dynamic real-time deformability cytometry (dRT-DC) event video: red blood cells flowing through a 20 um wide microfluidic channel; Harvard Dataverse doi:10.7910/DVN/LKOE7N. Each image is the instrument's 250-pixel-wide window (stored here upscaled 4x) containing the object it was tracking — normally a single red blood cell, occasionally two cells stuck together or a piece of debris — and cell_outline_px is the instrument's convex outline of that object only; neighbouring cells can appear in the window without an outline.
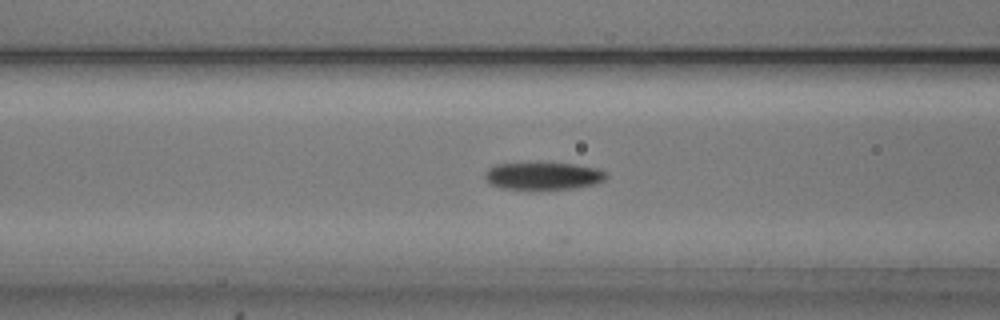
{"species": "common noctule bat (a hibernating species)", "species_latin": "Nyctalus noctula", "temperature_condition": "cold", "stored_images_in_passage": 31, "camera_frame_rate_fps": 3000, "um_per_image_px": 0.085, "animal": {"sex": "male", "body_mass_g": 20.5, "forearm_length_mm": 52.5}, "frame": {"image": 1, "passage_image": 5, "time_ms": 1.333, "image_size_px": [1000, 320], "cell_outline_px": [[608, 176], [604, 180], [596, 184], [572, 188], [500, 188], [488, 184], [484, 176], [484, 172], [488, 168], [496, 164], [536, 160], [540, 160], [576, 164], [600, 168]], "centroid_in_image_um": [46.14, 14.88], "position_along_channel_um": 120.5, "area_um2": 20.23}}
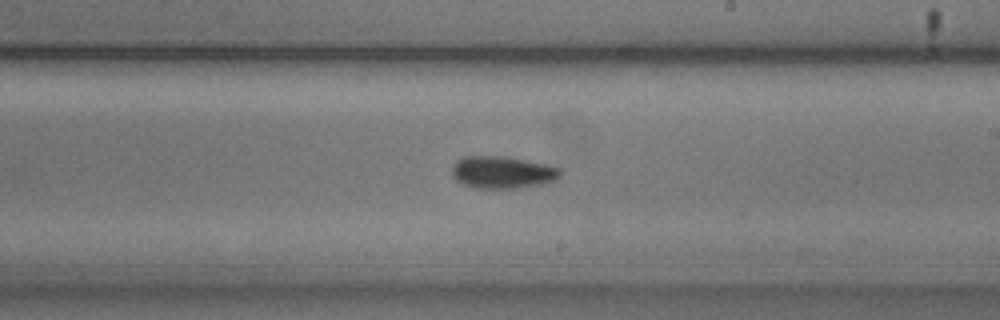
{"frame": {"image": 2, "passage_image": 15, "time_ms": 4.667, "image_size_px": [1000, 320], "cell_outline_px": [[560, 180], [552, 184], [516, 188], [476, 188], [464, 184], [456, 180], [452, 176], [452, 168], [456, 160], [464, 156], [504, 156], [544, 164], [560, 168]], "centroid_in_image_um": [42.75, 14.66], "position_along_channel_um": 246.2, "area_um2": 20.63}}
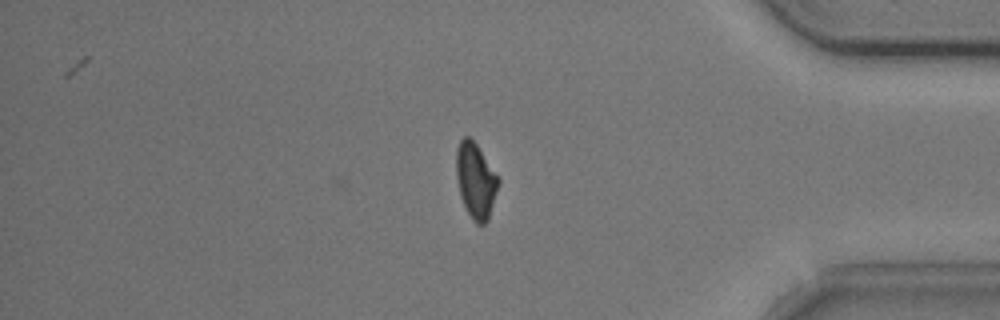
{"frame": {"image": 3, "passage_image": 29, "time_ms": 9.333, "image_size_px": [1000, 320], "cell_outline_px": [[500, 180], [488, 220], [484, 224], [476, 224], [472, 220], [460, 196], [456, 176], [456, 148], [460, 140], [464, 136], [468, 136], [476, 144], [500, 176]], "centroid_in_image_um": [40.44, 15.33], "position_along_channel_um": 394.8, "area_um2": 18.61}, "authors_computed_cell_mechanics": {"area_um2": 19.5364, "velocity_mm_per_s": 3.7699, "shape_relaxation_time_tau1_ms": 2.4252, "shape_relaxation_time_tau2_ms": 5.8594, "deformation_change_tau1": 0.1212, "deformation_change_tau2": 0.1204}}